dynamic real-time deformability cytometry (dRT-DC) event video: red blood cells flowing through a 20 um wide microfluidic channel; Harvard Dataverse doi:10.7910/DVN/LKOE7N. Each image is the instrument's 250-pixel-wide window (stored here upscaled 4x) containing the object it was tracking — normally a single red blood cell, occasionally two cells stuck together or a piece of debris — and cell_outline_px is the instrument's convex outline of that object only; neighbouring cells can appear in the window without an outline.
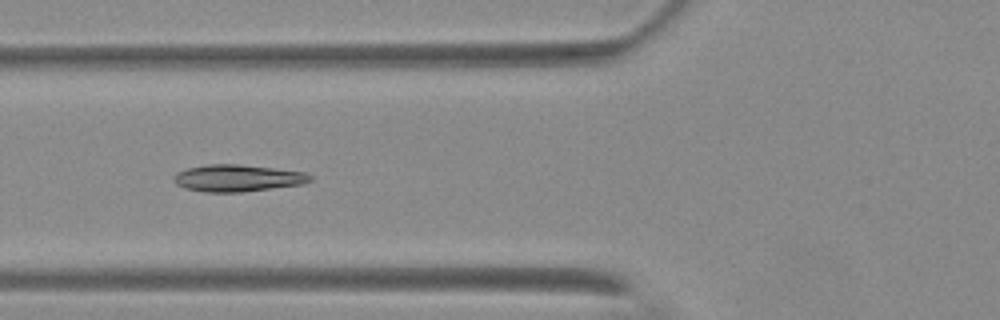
{"species": "Egyptian fruit bat (a non-hibernating species)", "species_latin": "Rousettus aegyptiacus", "temperature_condition": "warm", "stored_images_in_passage": 6, "camera_frame_rate_fps": 3000, "um_per_image_px": 0.085, "animal": {"sex": "female"}, "frame": {"image": 1, "passage_image": 6, "time_ms": 6.0, "image_size_px": [1000, 320], "cell_outline_px": [[312, 180], [300, 184], [240, 192], [204, 192], [184, 188], [176, 184], [172, 180], [172, 176], [176, 172], [188, 168], [208, 164], [240, 164], [304, 172], [312, 176]], "centroid_in_image_um": [20.11, 15.13], "position_along_channel_um": 105.7, "area_um2": 21.27}}